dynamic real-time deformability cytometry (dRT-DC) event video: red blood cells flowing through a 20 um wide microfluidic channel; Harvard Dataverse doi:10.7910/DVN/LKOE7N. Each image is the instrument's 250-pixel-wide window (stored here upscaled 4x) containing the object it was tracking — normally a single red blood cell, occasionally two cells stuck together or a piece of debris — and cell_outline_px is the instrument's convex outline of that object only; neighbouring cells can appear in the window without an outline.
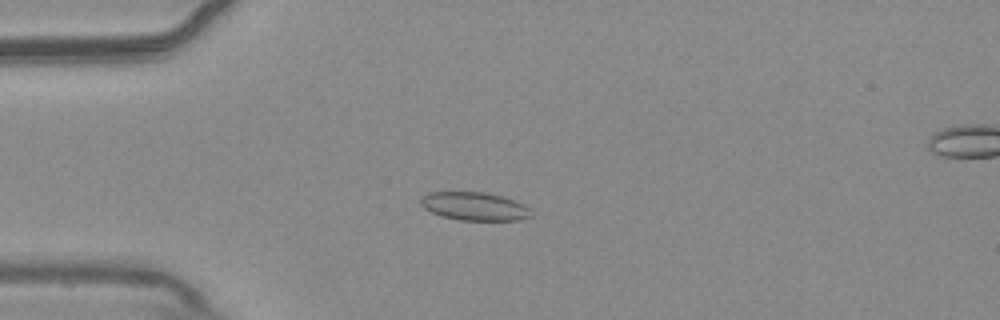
{"species": "common noctule bat (a hibernating species)", "species_latin": "Nyctalus noctula", "temperature_condition": "warm", "stored_images_in_passage": 54, "camera_frame_rate_fps": 3000, "um_per_image_px": 0.085, "animal": {"sex": "male", "body_mass_g": 20.4}, "frame": {"image": 1, "passage_image": 14, "time_ms": 4.333, "image_size_px": [1000, 320], "cell_outline_px": [[532, 216], [520, 220], [460, 220], [444, 216], [432, 212], [424, 208], [420, 204], [420, 200], [428, 192], [484, 192], [500, 196], [524, 204], [532, 208]], "centroid_in_image_um": [40.37, 17.54], "position_along_channel_um": 44.6, "area_um2": 18.09}}
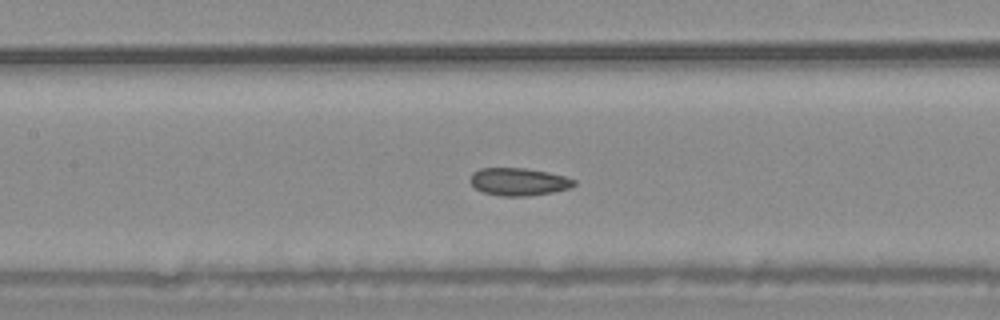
{"frame": {"image": 2, "passage_image": 25, "time_ms": 8.0, "image_size_px": [1000, 320], "cell_outline_px": [[576, 184], [568, 188], [552, 192], [528, 196], [500, 196], [484, 192], [476, 188], [468, 180], [472, 172], [480, 168], [524, 168], [548, 172], [564, 176], [576, 180]], "centroid_in_image_um": [44.06, 15.44], "position_along_channel_um": 163.3, "area_um2": 16.7}}
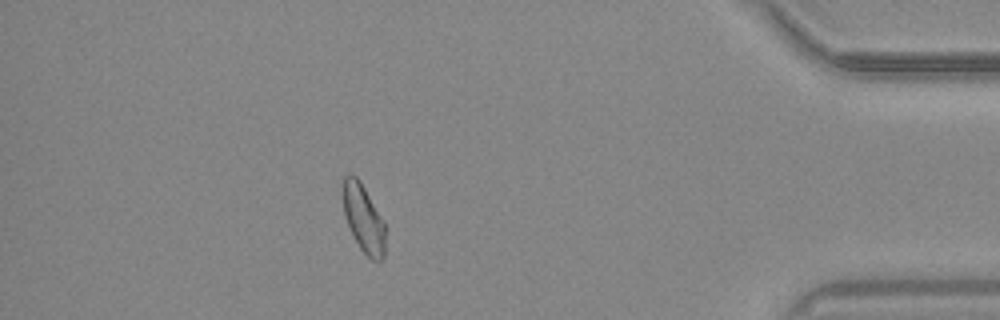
{"frame": {"image": 3, "passage_image": 48, "time_ms": 15.667, "image_size_px": [1000, 320], "cell_outline_px": [[384, 256], [380, 260], [372, 260], [360, 248], [344, 216], [344, 176], [356, 176], [360, 180], [384, 220]], "centroid_in_image_um": [30.92, 18.57], "position_along_channel_um": 404.3, "area_um2": 16.24}, "authors_computed_cell_mechanics": {"area_um2": 17.5423, "velocity_mm_per_s": 3.738, "shape_relaxation_time_tau1_ms": null, "shape_relaxation_time_tau2_ms": 2.5417, "deformation_change_tau1": null, "deformation_change_tau2": 0.0804}}